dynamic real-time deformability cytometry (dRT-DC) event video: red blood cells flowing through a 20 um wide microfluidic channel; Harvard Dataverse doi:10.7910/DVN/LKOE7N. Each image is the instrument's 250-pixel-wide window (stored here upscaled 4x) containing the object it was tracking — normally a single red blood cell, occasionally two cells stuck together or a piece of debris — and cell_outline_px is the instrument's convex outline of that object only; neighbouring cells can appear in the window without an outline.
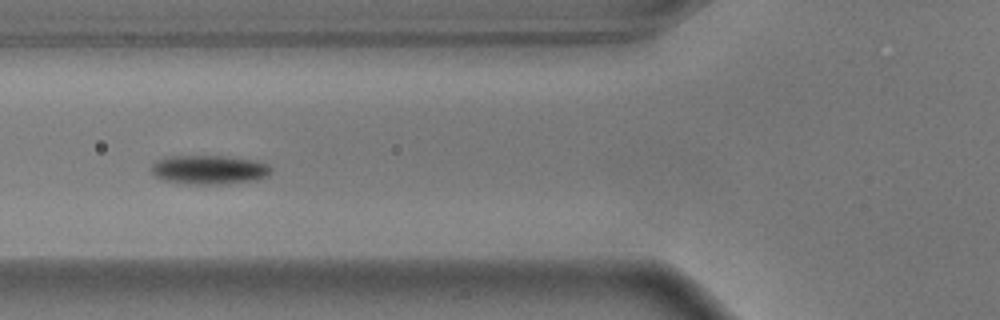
{"species": "common noctule bat (a hibernating species)", "species_latin": "Nyctalus noctula", "temperature_condition": "warm", "stored_images_in_passage": 35, "camera_frame_rate_fps": 3000, "um_per_image_px": 0.085, "animal": {"sex": "male", "body_mass_g": 17.9}, "frame": {"image": 1, "passage_image": 8, "time_ms": 2.333, "image_size_px": [1000, 320], "cell_outline_px": [[272, 168], [268, 176], [256, 180], [224, 184], [192, 184], [164, 180], [156, 176], [152, 172], [152, 164], [156, 160], [172, 156], [224, 156], [252, 160], [268, 164]], "centroid_in_image_um": [17.8, 14.43], "position_along_channel_um": 108.0, "area_um2": 20.11}, "authors_computed_cell_mechanics": {"area_um2": 19.8832, "velocity_mm_per_s": 3.6065, "shape_relaxation_time_tau1_ms": 2.1905, "shape_relaxation_time_tau2_ms": null, "deformation_change_tau1": 0.1614, "deformation_change_tau2": null}}